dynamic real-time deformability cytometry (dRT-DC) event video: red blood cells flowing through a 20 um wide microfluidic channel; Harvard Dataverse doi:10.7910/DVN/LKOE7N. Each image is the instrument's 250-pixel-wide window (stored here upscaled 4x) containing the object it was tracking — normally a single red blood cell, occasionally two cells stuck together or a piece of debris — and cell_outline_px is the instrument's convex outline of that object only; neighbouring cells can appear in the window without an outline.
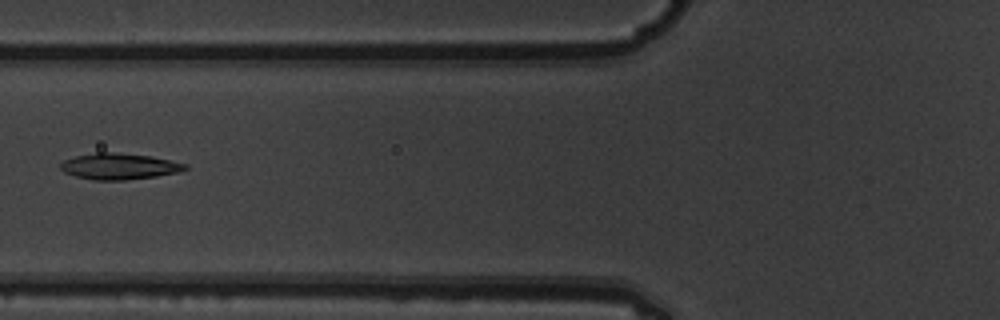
{"species": "common noctule bat (a hibernating species)", "species_latin": "Nyctalus noctula", "temperature_condition": "warm", "stored_images_in_passage": 7, "camera_frame_rate_fps": 3000, "um_per_image_px": 0.085, "animal": {"sex": "male", "body_mass_g": 19.5, "forearm_length_mm": 54.6}, "frame": {"image": 1, "passage_image": 7, "time_ms": 2.0, "image_size_px": [1000, 320], "cell_outline_px": [[188, 168], [176, 172], [156, 176], [124, 180], [92, 180], [76, 176], [64, 172], [60, 168], [60, 164], [64, 160], [76, 156], [96, 152], [116, 152], [152, 156], [188, 164]], "centroid_in_image_um": [10.12, 14.13], "position_along_channel_um": 115.7, "area_um2": 18.96}}